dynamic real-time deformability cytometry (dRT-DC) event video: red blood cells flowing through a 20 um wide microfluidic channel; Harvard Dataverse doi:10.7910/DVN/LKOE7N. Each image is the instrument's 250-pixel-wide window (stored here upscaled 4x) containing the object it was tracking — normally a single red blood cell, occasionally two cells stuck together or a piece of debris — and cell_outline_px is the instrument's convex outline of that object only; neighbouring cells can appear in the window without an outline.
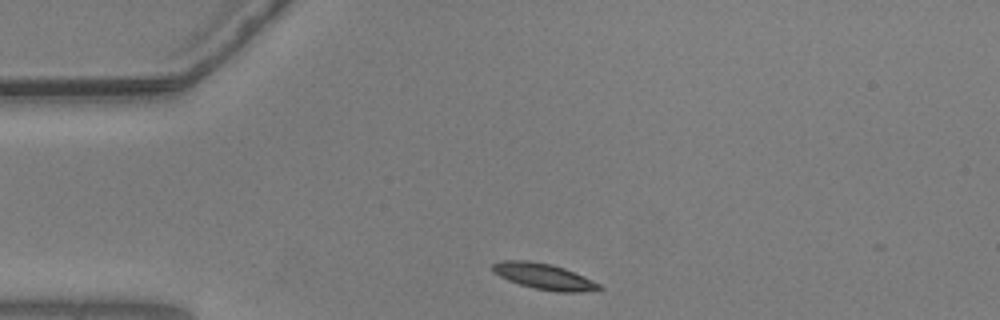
{"species": "common noctule bat (a hibernating species)", "species_latin": "Nyctalus noctula", "temperature_condition": "warm", "stored_images_in_passage": 45, "camera_frame_rate_fps": 3000, "um_per_image_px": 0.085, "animal": {"sex": "male", "body_mass_g": 20.5, "forearm_length_mm": 52.5}, "frame": {"image": 1, "passage_image": 1, "time_ms": 0.0, "image_size_px": [1000, 320], "cell_outline_px": [[604, 288], [580, 292], [556, 292], [532, 288], [508, 280], [492, 272], [492, 264], [500, 260], [528, 260], [552, 264], [564, 268], [584, 276], [600, 284]], "centroid_in_image_um": [46.21, 23.49], "position_along_channel_um": 38.8, "area_um2": 16.18}}
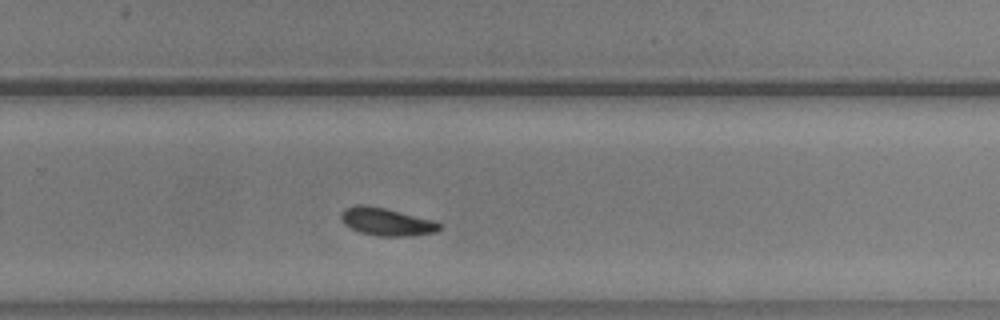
{"frame": {"image": 2, "passage_image": 25, "time_ms": 8.0, "image_size_px": [1000, 320], "cell_outline_px": [[440, 228], [436, 232], [412, 236], [376, 236], [360, 232], [344, 224], [340, 216], [340, 212], [344, 208], [356, 204], [364, 204], [384, 208], [432, 220], [440, 224]], "centroid_in_image_um": [32.8, 18.85], "position_along_channel_um": 297.0, "area_um2": 15.84}}
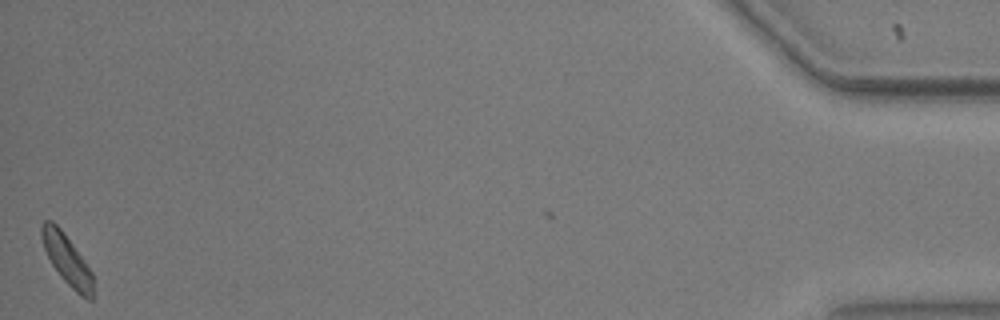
{"frame": {"image": 3, "passage_image": 44, "time_ms": 14.333, "image_size_px": [1000, 320], "cell_outline_px": [[96, 300], [88, 300], [80, 296], [60, 276], [52, 264], [44, 248], [40, 236], [40, 224], [44, 220], [52, 220], [60, 228], [72, 244], [92, 272]], "centroid_in_image_um": [5.71, 22.11], "position_along_channel_um": 429.5, "area_um2": 15.2}, "authors_computed_cell_mechanics": {"area_um2": 15.606, "velocity_mm_per_s": 3.6097, "shape_relaxation_time_tau1_ms": 1.4349, "shape_relaxation_time_tau2_ms": null, "deformation_change_tau1": 0.1167, "deformation_change_tau2": null}}